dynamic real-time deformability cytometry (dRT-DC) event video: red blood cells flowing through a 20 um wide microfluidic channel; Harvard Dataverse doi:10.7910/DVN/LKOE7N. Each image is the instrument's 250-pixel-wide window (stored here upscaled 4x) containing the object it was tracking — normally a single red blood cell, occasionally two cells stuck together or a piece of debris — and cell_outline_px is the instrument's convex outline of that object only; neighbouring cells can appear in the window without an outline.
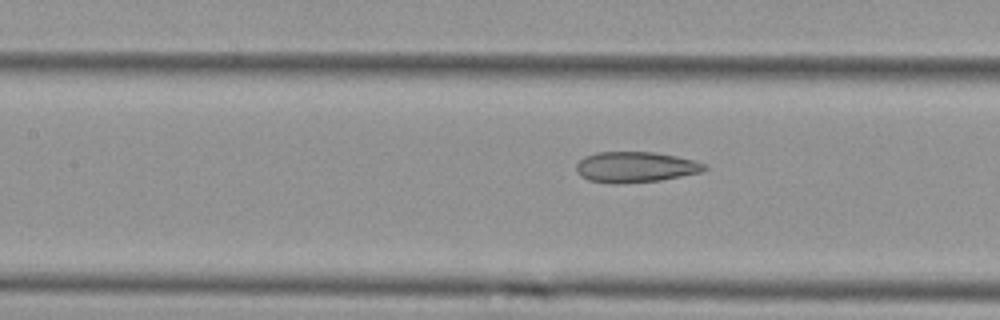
{"species": "Egyptian fruit bat (a non-hibernating species)", "species_latin": "Rousettus aegyptiacus", "temperature_condition": "cold", "stored_images_in_passage": 17, "camera_frame_rate_fps": 3000, "um_per_image_px": 0.085, "animal": {"sex": "female"}, "frame": {"image": 1, "passage_image": 17, "time_ms": 5.333, "image_size_px": [1000, 320], "cell_outline_px": [[708, 168], [700, 172], [660, 180], [616, 184], [612, 184], [588, 180], [580, 176], [576, 172], [576, 164], [584, 156], [596, 152], [652, 152], [676, 156], [692, 160], [704, 164]], "centroid_in_image_um": [53.94, 14.2], "position_along_channel_um": 153.5, "area_um2": 22.83}}